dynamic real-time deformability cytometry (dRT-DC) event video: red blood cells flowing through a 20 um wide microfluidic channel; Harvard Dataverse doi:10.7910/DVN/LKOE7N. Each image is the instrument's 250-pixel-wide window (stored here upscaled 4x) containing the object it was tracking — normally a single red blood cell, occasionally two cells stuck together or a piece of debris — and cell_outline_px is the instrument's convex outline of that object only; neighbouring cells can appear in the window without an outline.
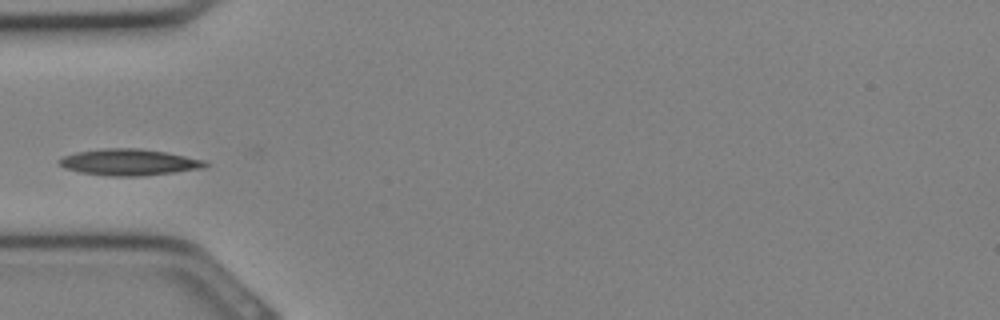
{"species": "Egyptian fruit bat (a non-hibernating species)", "species_latin": "Rousettus aegyptiacus", "temperature_condition": "cold", "stored_images_in_passage": 17, "camera_frame_rate_fps": 3000, "um_per_image_px": 0.085, "animal": {"sex": "female"}, "frame": {"image": 1, "passage_image": 1, "time_ms": 0.0, "image_size_px": [1000, 320], "cell_outline_px": [[208, 164], [204, 168], [176, 172], [140, 176], [112, 176], [80, 172], [64, 168], [56, 160], [64, 156], [76, 152], [100, 148], [140, 148], [164, 152], [204, 160]], "centroid_in_image_um": [10.94, 13.78], "position_along_channel_um": 74.1, "area_um2": 22.37}}
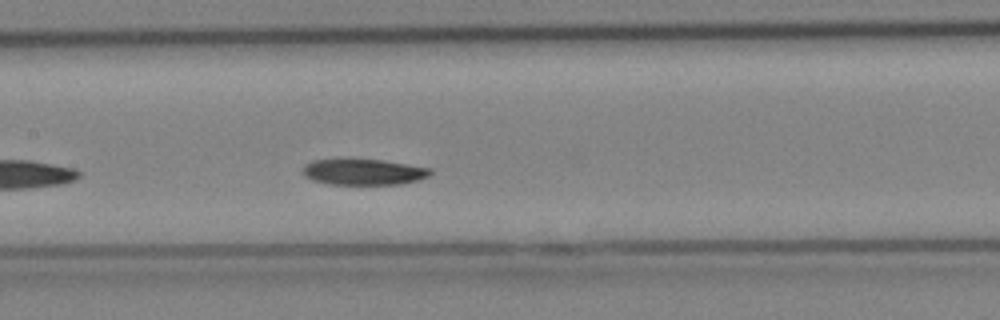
{"frame": {"image": 2, "passage_image": 6, "time_ms": 1.667, "image_size_px": [1000, 320], "cell_outline_px": [[432, 172], [428, 176], [416, 180], [400, 184], [328, 184], [312, 180], [304, 176], [304, 164], [312, 160], [340, 156], [348, 156], [384, 160], [432, 168]], "centroid_in_image_um": [30.83, 14.55], "position_along_channel_um": 176.6, "area_um2": 20.23}}
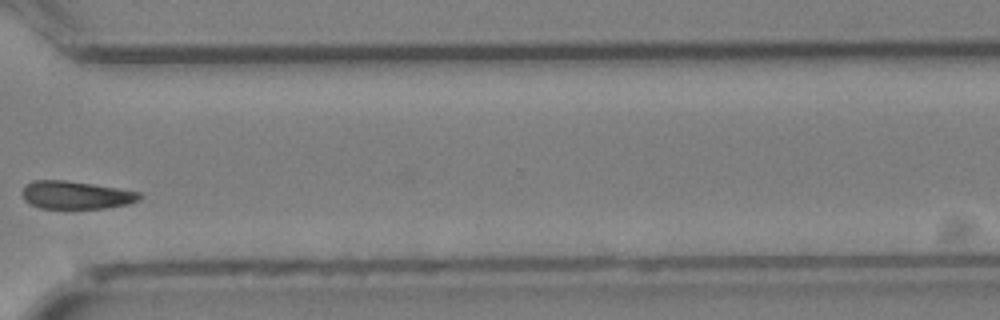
{"frame": {"image": 3, "passage_image": 15, "time_ms": 4.667, "image_size_px": [1000, 320], "cell_outline_px": [[140, 200], [128, 204], [104, 208], [40, 208], [24, 200], [24, 184], [32, 180], [64, 180], [92, 184], [140, 192]], "centroid_in_image_um": [6.45, 16.57], "position_along_channel_um": 364.2, "area_um2": 18.84}}